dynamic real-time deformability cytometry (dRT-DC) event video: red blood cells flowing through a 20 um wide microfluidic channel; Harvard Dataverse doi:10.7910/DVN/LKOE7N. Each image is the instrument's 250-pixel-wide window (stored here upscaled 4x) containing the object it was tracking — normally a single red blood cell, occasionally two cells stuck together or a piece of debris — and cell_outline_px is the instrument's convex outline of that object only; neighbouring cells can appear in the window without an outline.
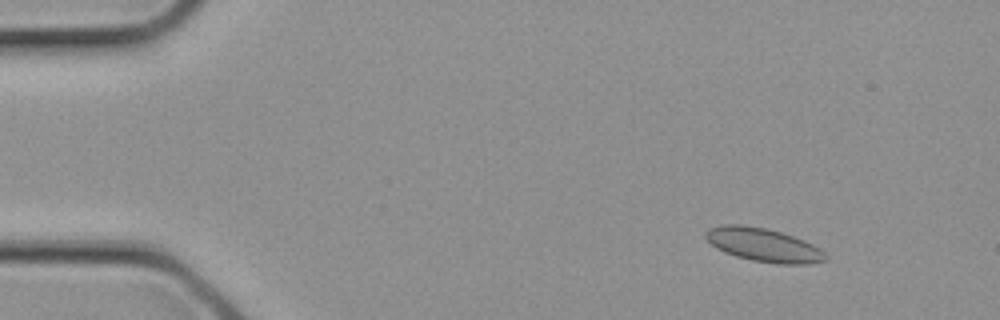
{"species": "common noctule bat (a hibernating species)", "species_latin": "Nyctalus noctula", "temperature_condition": "cold", "stored_images_in_passage": 3, "segment_of_instrument_passage": [1, 2], "camera_frame_rate_fps": 3000, "um_per_image_px": 0.085, "animal": {"sex": "female", "body_mass_g": 21.9}, "frame": {"image": 1, "passage_image": 1, "time_ms": 0.0, "image_size_px": [1000, 320], "cell_outline_px": [[828, 260], [808, 264], [776, 264], [752, 260], [736, 256], [724, 252], [716, 248], [704, 236], [704, 232], [708, 228], [724, 224], [740, 224], [764, 228], [780, 232], [804, 240], [820, 248], [828, 256]], "centroid_in_image_um": [64.9, 20.82], "position_along_channel_um": 20.1, "area_um2": 23.47}}